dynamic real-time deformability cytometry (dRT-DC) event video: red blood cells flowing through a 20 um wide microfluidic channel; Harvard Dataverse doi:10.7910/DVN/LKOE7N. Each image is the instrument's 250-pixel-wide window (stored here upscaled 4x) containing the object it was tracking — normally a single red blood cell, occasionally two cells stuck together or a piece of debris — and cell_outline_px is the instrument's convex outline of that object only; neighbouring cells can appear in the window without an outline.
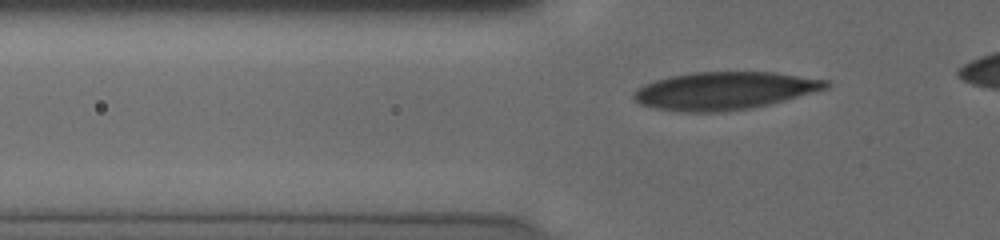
{"species": "human", "species_latin": "Homo sapiens", "temperature_condition": "cold", "stored_images_in_passage": 50, "camera_frame_rate_fps": 3000, "um_per_image_px": 0.085, "donor": {"sex": "male"}, "frame": {"image": 1, "passage_image": 7, "time_ms": 1.667, "image_size_px": [1000, 240], "cell_outline_px": [[832, 84], [828, 88], [784, 100], [752, 108], [724, 112], [684, 112], [656, 108], [640, 104], [632, 96], [632, 92], [656, 80], [672, 76], [692, 72], [772, 72], [828, 80]], "centroid_in_image_um": [61.6, 7.72], "position_along_channel_um": 64.2, "area_um2": 41.96}}
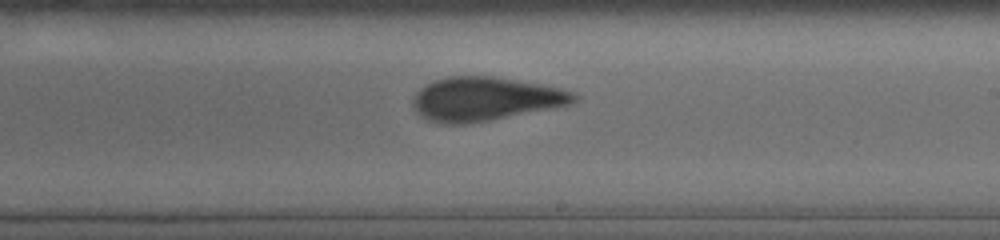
{"frame": {"image": 2, "passage_image": 28, "time_ms": 6.667, "image_size_px": [1000, 240], "cell_outline_px": [[576, 100], [568, 104], [468, 124], [444, 124], [428, 120], [420, 116], [412, 108], [412, 96], [420, 88], [436, 80], [448, 76], [492, 76], [536, 84], [556, 88], [572, 92], [576, 96]], "centroid_in_image_um": [41.1, 8.42], "position_along_channel_um": 247.9, "area_um2": 40.23}}
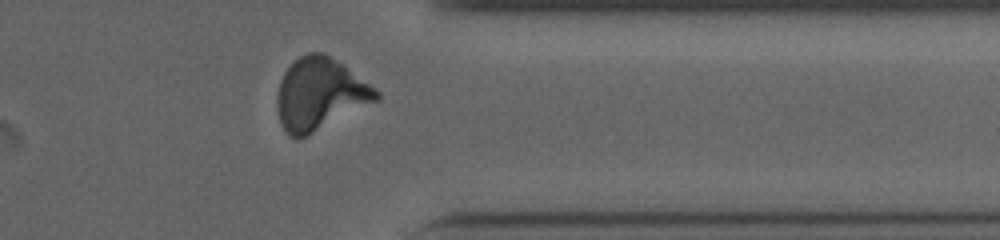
{"frame": {"image": 3, "passage_image": 43, "time_ms": 10.333, "image_size_px": [1000, 240], "cell_outline_px": [[380, 100], [300, 140], [296, 140], [288, 136], [280, 124], [276, 100], [280, 80], [284, 72], [300, 56], [308, 52], [324, 52], [344, 64], [376, 88], [380, 92]], "centroid_in_image_um": [27.21, 8.03], "position_along_channel_um": 384.2, "area_um2": 42.25}}